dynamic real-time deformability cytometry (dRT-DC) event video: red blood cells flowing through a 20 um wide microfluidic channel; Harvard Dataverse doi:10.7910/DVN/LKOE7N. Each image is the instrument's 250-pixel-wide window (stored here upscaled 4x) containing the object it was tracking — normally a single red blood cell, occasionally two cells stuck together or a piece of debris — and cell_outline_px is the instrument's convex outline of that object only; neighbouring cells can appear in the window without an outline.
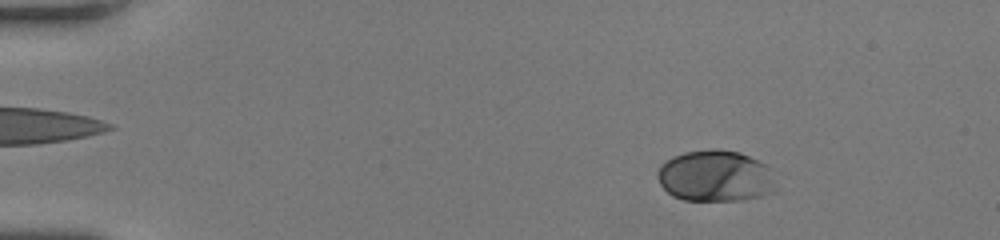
{"species": "human", "species_latin": "Homo sapiens", "temperature_condition": "room temperature", "stored_images_in_passage": 50, "camera_frame_rate_fps": 3000, "um_per_image_px": 0.085, "donor": {"sex": "female"}, "frame": {"image": 1, "passage_image": 8, "time_ms": 2.333, "image_size_px": [1000, 240], "cell_outline_px": [[776, 192], [744, 200], [684, 200], [672, 196], [660, 184], [656, 176], [656, 172], [660, 164], [684, 152], [712, 148], [716, 148], [740, 152], [764, 164], [768, 168], [776, 184]], "centroid_in_image_um": [60.8, 14.97], "position_along_channel_um": 24.2, "area_um2": 35.6}}
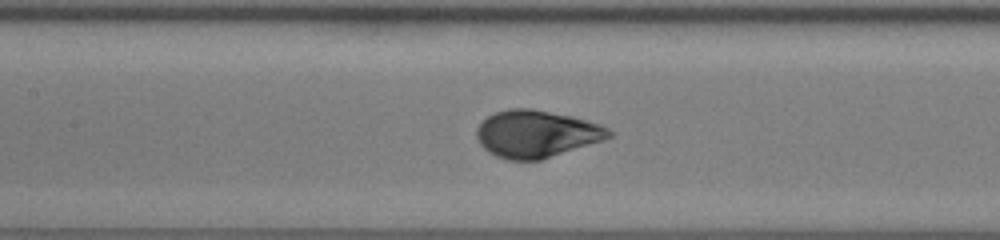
{"frame": {"image": 2, "passage_image": 25, "time_ms": 8.0, "image_size_px": [1000, 240], "cell_outline_px": [[616, 132], [612, 136], [604, 140], [540, 160], [508, 160], [496, 156], [488, 152], [480, 144], [476, 136], [476, 128], [488, 116], [496, 112], [512, 108], [528, 108], [568, 116], [600, 124]], "centroid_in_image_um": [45.59, 11.39], "position_along_channel_um": 161.8, "area_um2": 36.13}}
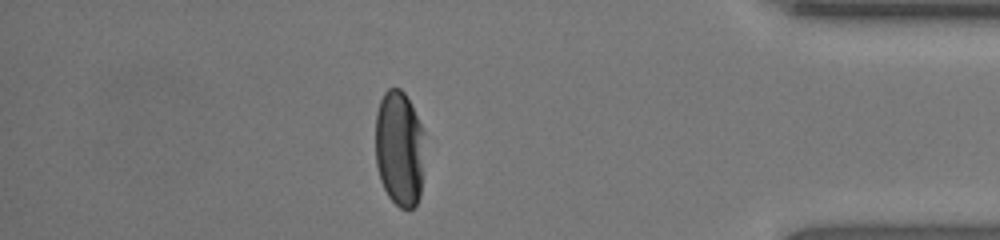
{"frame": {"image": 3, "passage_image": 44, "time_ms": 14.333, "image_size_px": [1000, 240], "cell_outline_px": [[424, 132], [420, 196], [416, 204], [412, 208], [400, 208], [388, 196], [380, 180], [376, 164], [376, 112], [380, 100], [384, 92], [388, 88], [400, 88], [404, 92]], "centroid_in_image_um": [33.93, 12.61], "position_along_channel_um": 401.3, "area_um2": 33.0}, "authors_computed_cell_mechanics": {"area_um2": 35.5759, "velocity_mm_per_s": 4.2739, "shape_relaxation_time_tau1_ms": 2.3811, "shape_relaxation_time_tau2_ms": null, "deformation_change_tau1": 0.1658, "deformation_change_tau2": null}}